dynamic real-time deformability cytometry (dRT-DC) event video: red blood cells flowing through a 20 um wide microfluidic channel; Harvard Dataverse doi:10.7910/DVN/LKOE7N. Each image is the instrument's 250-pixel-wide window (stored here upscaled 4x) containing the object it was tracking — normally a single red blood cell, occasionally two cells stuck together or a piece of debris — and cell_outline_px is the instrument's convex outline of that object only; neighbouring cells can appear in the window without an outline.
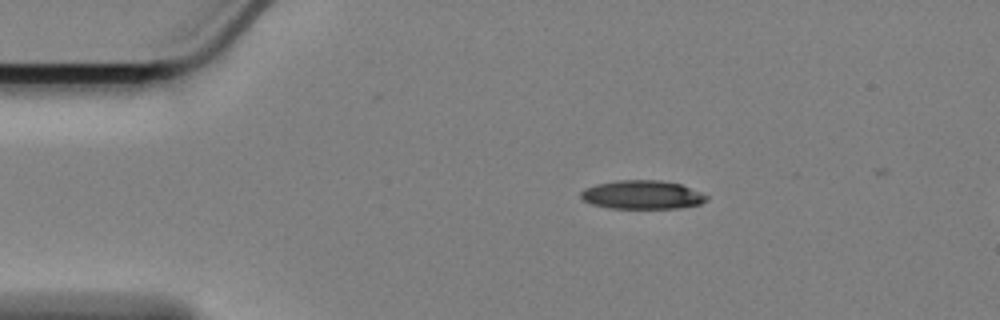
{"species": "Egyptian fruit bat (a non-hibernating species)", "species_latin": "Rousettus aegyptiacus", "temperature_condition": "cold", "stored_images_in_passage": 8, "camera_frame_rate_fps": 3000, "um_per_image_px": 0.085, "animal": {"sex": "female"}, "frame": {"image": 1, "passage_image": 1, "time_ms": 0.0, "image_size_px": [1000, 320], "cell_outline_px": [[708, 200], [700, 204], [680, 208], [608, 208], [592, 204], [584, 200], [580, 196], [580, 192], [584, 188], [596, 184], [616, 180], [660, 180], [680, 184], [708, 196]], "centroid_in_image_um": [54.56, 16.55], "position_along_channel_um": 30.4, "area_um2": 20.98}}